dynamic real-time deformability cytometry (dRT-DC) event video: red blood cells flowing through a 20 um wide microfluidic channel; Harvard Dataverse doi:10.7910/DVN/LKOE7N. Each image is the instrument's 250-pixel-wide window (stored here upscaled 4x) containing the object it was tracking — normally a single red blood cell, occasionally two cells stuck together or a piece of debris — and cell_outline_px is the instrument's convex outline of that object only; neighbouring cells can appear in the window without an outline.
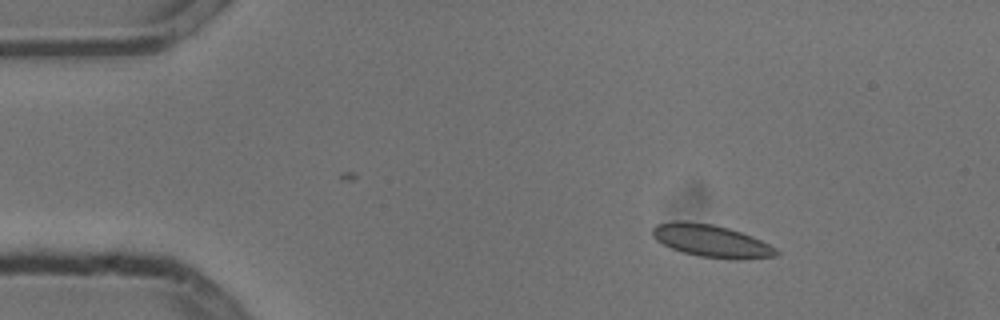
{"species": "common noctule bat (a hibernating species)", "species_latin": "Nyctalus noctula", "temperature_condition": "cold", "stored_images_in_passage": 5, "camera_frame_rate_fps": 3000, "um_per_image_px": 0.085, "animal": {"sex": "male", "body_mass_g": 13.3}, "frame": {"image": 1, "passage_image": 2, "time_ms": 0.333, "image_size_px": [1000, 320], "cell_outline_px": [[780, 252], [776, 256], [736, 260], [732, 260], [696, 256], [680, 252], [656, 240], [652, 236], [652, 228], [656, 224], [676, 220], [684, 220], [712, 224], [728, 228], [752, 236], [776, 248]], "centroid_in_image_um": [60.43, 20.48], "position_along_channel_um": 24.6, "area_um2": 23.64}}